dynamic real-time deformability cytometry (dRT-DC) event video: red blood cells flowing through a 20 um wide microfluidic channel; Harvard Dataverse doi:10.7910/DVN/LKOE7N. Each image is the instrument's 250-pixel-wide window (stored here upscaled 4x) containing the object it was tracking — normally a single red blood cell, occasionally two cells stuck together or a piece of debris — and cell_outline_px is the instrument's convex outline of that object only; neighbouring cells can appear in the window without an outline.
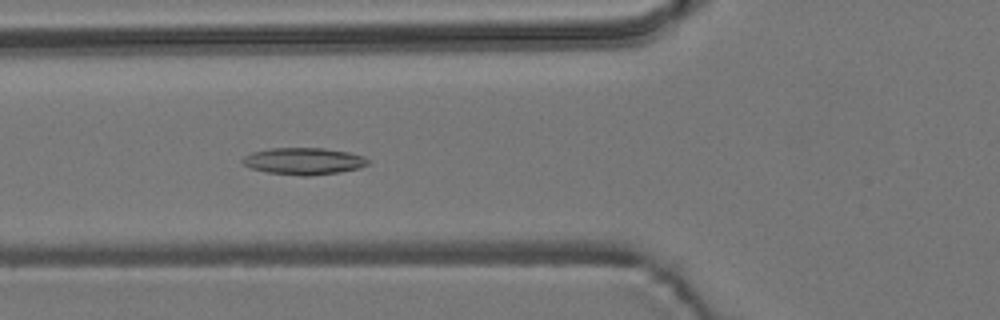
{"species": "common noctule bat (a hibernating species)", "species_latin": "Nyctalus noctula", "temperature_condition": "room temperature", "stored_images_in_passage": 4, "camera_frame_rate_fps": 3000, "um_per_image_px": 0.085, "animal": {"sex": "male", "body_mass_g": 19.2, "forearm_length_mm": 51.8}, "frame": {"image": 1, "passage_image": 4, "time_ms": 4.333, "image_size_px": [1000, 320], "cell_outline_px": [[368, 164], [360, 168], [340, 172], [308, 176], [300, 176], [268, 172], [252, 168], [244, 164], [240, 160], [244, 156], [252, 152], [268, 148], [324, 148], [348, 152], [364, 156], [368, 160]], "centroid_in_image_um": [25.82, 13.69], "position_along_channel_um": 100.0, "area_um2": 19.65}}